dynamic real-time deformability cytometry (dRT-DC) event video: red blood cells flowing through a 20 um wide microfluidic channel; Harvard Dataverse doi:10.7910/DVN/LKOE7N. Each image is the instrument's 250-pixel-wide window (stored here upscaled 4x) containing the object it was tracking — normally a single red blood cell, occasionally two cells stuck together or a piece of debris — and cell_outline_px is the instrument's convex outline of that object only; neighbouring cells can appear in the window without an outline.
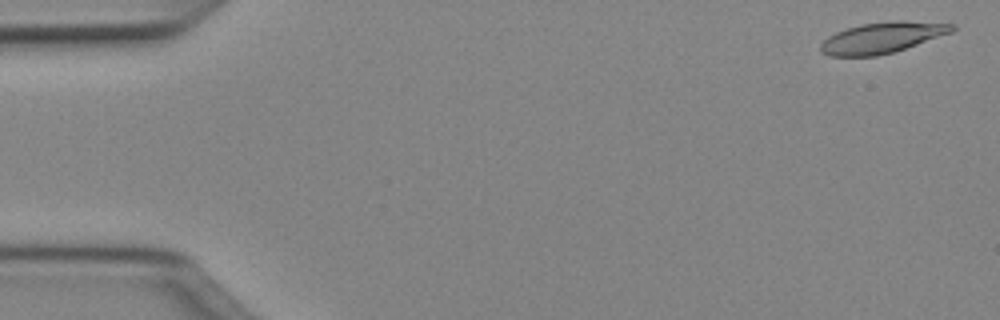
{"species": "Egyptian fruit bat (a non-hibernating species)", "species_latin": "Rousettus aegyptiacus", "temperature_condition": "cold", "stored_images_in_passage": 50, "camera_frame_rate_fps": 3000, "um_per_image_px": 0.085, "animal": {"sex": "female"}, "frame": {"image": 1, "passage_image": 2, "time_ms": 0.333, "image_size_px": [1000, 320], "cell_outline_px": [[956, 28], [952, 32], [892, 52], [876, 56], [828, 56], [820, 52], [820, 44], [828, 36], [836, 32], [860, 24], [892, 20], [904, 20], [956, 24]], "centroid_in_image_um": [74.96, 3.19], "position_along_channel_um": 10.0, "area_um2": 23.64}}
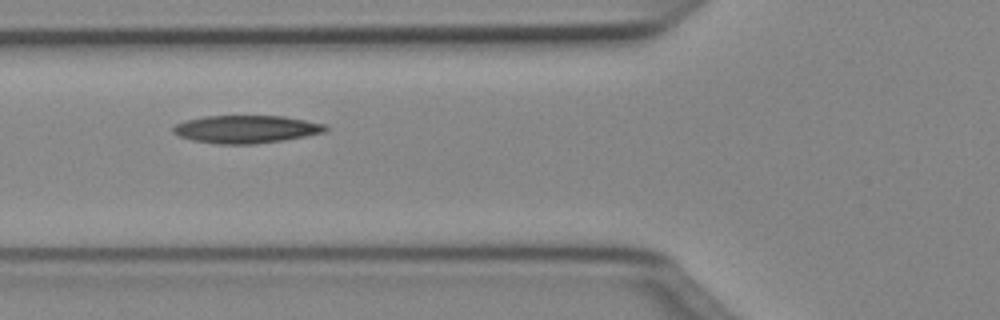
{"frame": {"image": 2, "passage_image": 19, "time_ms": 6.0, "image_size_px": [1000, 320], "cell_outline_px": [[328, 128], [324, 132], [284, 140], [252, 144], [220, 144], [192, 140], [180, 136], [172, 132], [172, 128], [176, 124], [188, 120], [204, 116], [284, 116], [324, 124]], "centroid_in_image_um": [20.9, 10.98], "position_along_channel_um": 104.9, "area_um2": 24.39}}
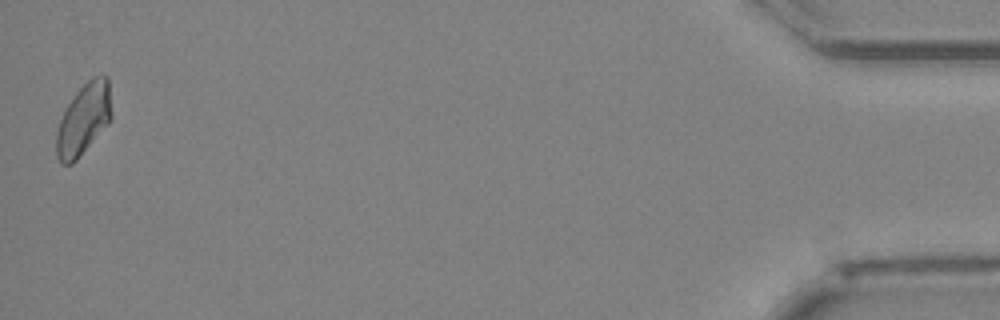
{"frame": {"image": 3, "passage_image": 50, "time_ms": 16.333, "image_size_px": [1000, 320], "cell_outline_px": [[112, 116], [108, 124], [76, 160], [72, 164], [60, 164], [56, 156], [56, 132], [60, 120], [68, 104], [76, 92], [92, 76], [108, 76], [112, 112]], "centroid_in_image_um": [7.11, 10.14], "position_along_channel_um": 428.1, "area_um2": 22.83}}